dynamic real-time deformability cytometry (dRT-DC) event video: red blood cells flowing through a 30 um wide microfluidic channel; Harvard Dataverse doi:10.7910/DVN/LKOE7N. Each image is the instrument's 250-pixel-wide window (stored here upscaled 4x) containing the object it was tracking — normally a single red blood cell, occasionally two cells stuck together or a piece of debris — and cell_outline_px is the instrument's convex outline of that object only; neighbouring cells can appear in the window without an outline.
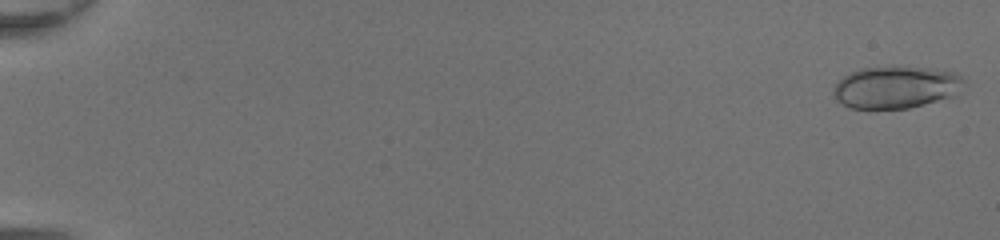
{"species": "common noctule bat (a hibernating species)", "species_latin": "Nyctalus noctula", "temperature_condition": "room temperature", "stored_images_in_passage": 48, "segment_of_instrument_passage": [1, 2], "camera_frame_rate_fps": 3000, "um_per_image_px": 0.085, "animal": {"sex": "female", "body_mass_g": 20.0, "forearm_length_mm": 54.0}, "frame": {"image": 1, "passage_image": 1, "time_ms": 0.0, "image_size_px": [1000, 240], "cell_outline_px": [[964, 80], [948, 96], [924, 104], [908, 108], [848, 108], [836, 100], [832, 96], [832, 88], [844, 76], [860, 68], [892, 64], [928, 68], [952, 72], [960, 76]], "centroid_in_image_um": [76.01, 7.38], "position_along_channel_um": 9.0, "area_um2": 31.91}}
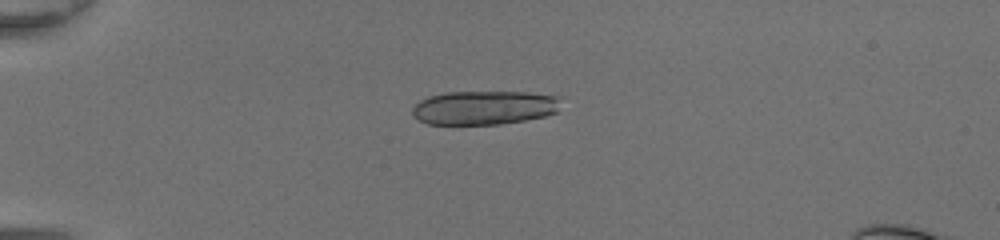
{"frame": {"image": 2, "passage_image": 14, "time_ms": 4.333, "image_size_px": [1000, 240], "cell_outline_px": [[564, 96], [556, 112], [544, 116], [524, 120], [500, 124], [428, 124], [412, 116], [412, 108], [420, 100], [428, 96], [444, 92], [528, 92]], "centroid_in_image_um": [41.18, 9.13], "position_along_channel_um": 43.8, "area_um2": 29.65}}